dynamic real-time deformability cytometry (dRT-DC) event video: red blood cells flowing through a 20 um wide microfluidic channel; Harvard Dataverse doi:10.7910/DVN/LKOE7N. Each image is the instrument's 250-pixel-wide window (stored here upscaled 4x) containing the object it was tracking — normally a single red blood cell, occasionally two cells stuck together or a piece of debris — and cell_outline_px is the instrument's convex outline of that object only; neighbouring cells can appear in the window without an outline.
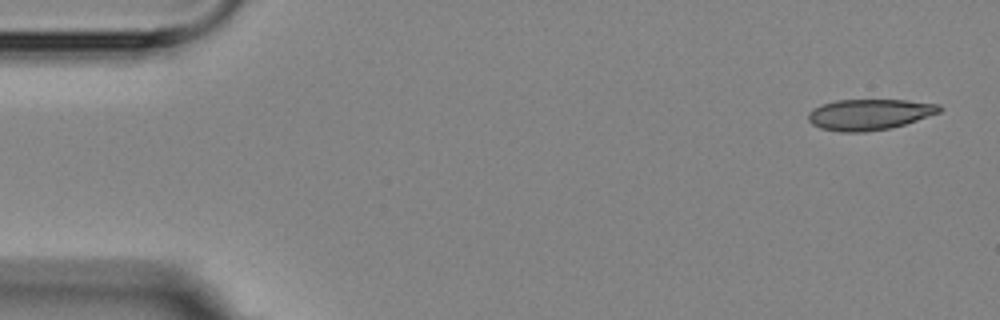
{"species": "Egyptian fruit bat (a non-hibernating species)", "species_latin": "Rousettus aegyptiacus", "temperature_condition": "room temperature", "stored_images_in_passage": 6, "segment_of_instrument_passage": [1, 2], "camera_frame_rate_fps": 3000, "um_per_image_px": 0.085, "animal": {"sex": "female"}, "frame": {"image": 1, "passage_image": 1, "time_ms": 0.0, "image_size_px": [1000, 320], "cell_outline_px": [[944, 108], [940, 112], [892, 128], [864, 132], [840, 132], [820, 128], [812, 124], [808, 120], [808, 112], [812, 108], [820, 104], [836, 100], [908, 100], [940, 104]], "centroid_in_image_um": [73.88, 9.72], "position_along_channel_um": 11.1, "area_um2": 23.81}}
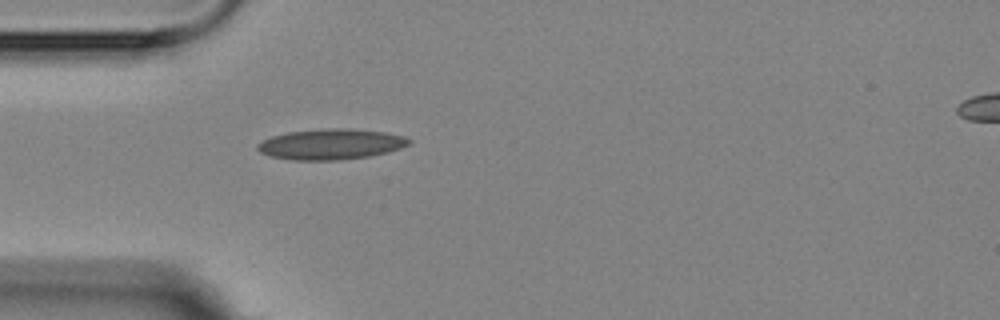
{"frame": {"image": 2, "passage_image": 5, "time_ms": 4.333, "image_size_px": [1000, 320], "cell_outline_px": [[412, 140], [408, 144], [400, 148], [388, 152], [368, 156], [340, 160], [292, 160], [272, 156], [260, 152], [256, 148], [256, 144], [272, 136], [288, 132], [328, 128], [348, 128], [384, 132], [404, 136]], "centroid_in_image_um": [28.12, 12.25], "position_along_channel_um": 56.9, "area_um2": 26.88}}